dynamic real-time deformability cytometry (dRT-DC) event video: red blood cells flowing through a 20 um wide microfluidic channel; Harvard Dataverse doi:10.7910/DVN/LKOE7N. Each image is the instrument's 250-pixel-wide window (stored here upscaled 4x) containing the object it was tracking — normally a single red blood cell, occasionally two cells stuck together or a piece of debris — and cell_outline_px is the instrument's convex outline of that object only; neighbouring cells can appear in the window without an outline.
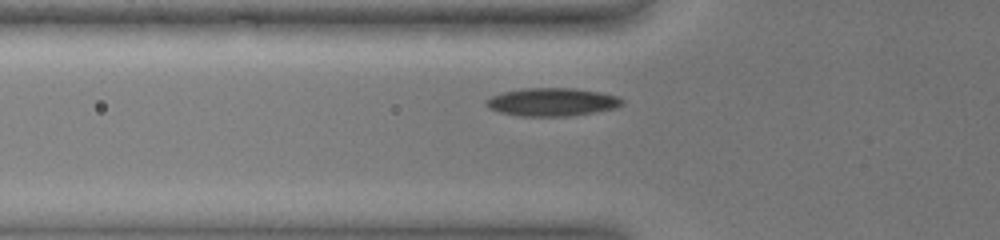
{"species": "common noctule bat (a hibernating species)", "species_latin": "Nyctalus noctula", "temperature_condition": "warm", "stored_images_in_passage": 14, "camera_frame_rate_fps": 3000, "um_per_image_px": 0.085, "animal": {"sex": "female", "body_mass_g": 19.0, "forearm_length_mm": 51.5}, "frame": {"image": 1, "passage_image": 10, "time_ms": 3.667, "image_size_px": [1000, 240], "cell_outline_px": [[624, 104], [616, 108], [596, 112], [572, 116], [516, 116], [500, 112], [488, 108], [484, 104], [484, 100], [492, 96], [504, 92], [524, 88], [572, 88], [600, 92], [616, 96], [624, 100]], "centroid_in_image_um": [46.92, 8.68], "position_along_channel_um": 78.9, "area_um2": 22.43}}